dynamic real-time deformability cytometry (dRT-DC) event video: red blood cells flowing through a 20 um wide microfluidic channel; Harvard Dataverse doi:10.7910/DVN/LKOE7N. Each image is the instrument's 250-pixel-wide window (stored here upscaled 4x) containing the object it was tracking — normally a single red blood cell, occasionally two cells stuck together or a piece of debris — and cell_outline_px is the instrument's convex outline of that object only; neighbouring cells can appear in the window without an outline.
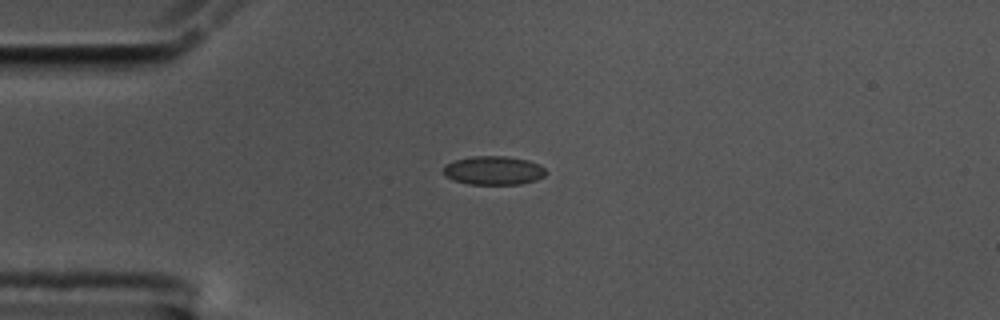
{"species": "common noctule bat (a hibernating species)", "species_latin": "Nyctalus noctula", "temperature_condition": "cold", "stored_images_in_passage": 43, "camera_frame_rate_fps": 3000, "um_per_image_px": 0.085, "animal": {"sex": "male", "body_mass_g": 17.5, "forearm_length_mm": 52.3}, "frame": {"image": 1, "passage_image": 1, "time_ms": 0.0, "image_size_px": [1000, 320], "cell_outline_px": [[548, 172], [544, 176], [536, 180], [520, 184], [468, 184], [452, 180], [444, 176], [444, 164], [456, 160], [472, 156], [504, 156], [528, 160], [540, 164]], "centroid_in_image_um": [41.95, 14.49], "position_along_channel_um": 43.0, "area_um2": 17.28}}
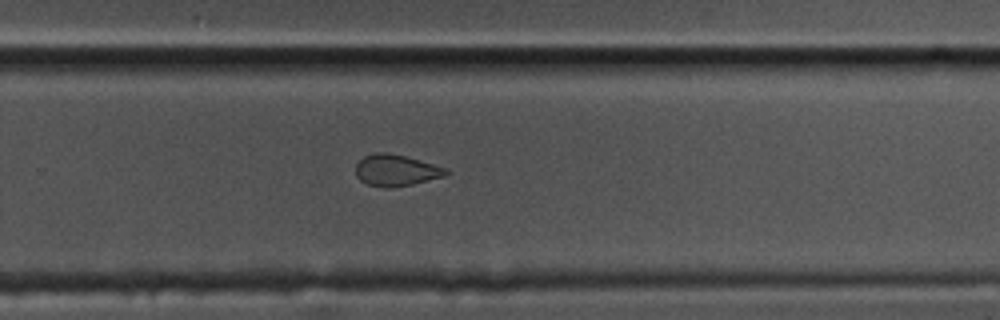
{"frame": {"image": 2, "passage_image": 24, "time_ms": 7.667, "image_size_px": [1000, 320], "cell_outline_px": [[448, 172], [444, 176], [412, 184], [392, 188], [384, 188], [368, 184], [360, 180], [356, 176], [356, 164], [364, 156], [376, 152], [388, 152], [404, 156], [448, 168]], "centroid_in_image_um": [33.64, 14.48], "position_along_channel_um": 296.2, "area_um2": 16.47}}
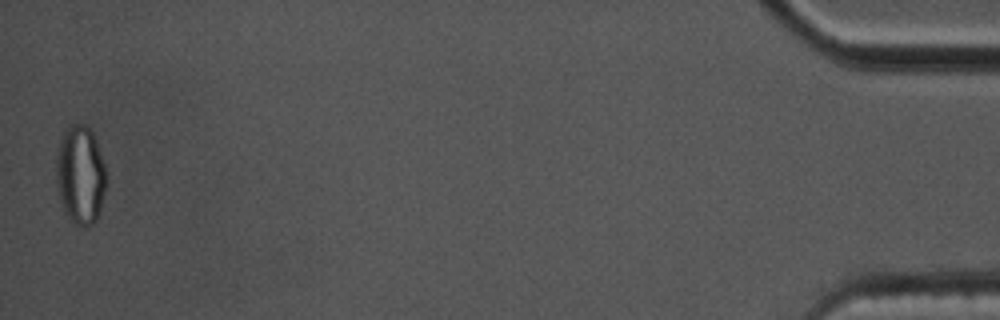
{"frame": {"image": 3, "passage_image": 43, "time_ms": 14.0, "image_size_px": [1000, 320], "cell_outline_px": [[104, 192], [100, 212], [96, 220], [88, 228], [84, 228], [72, 224], [64, 212], [60, 200], [56, 180], [56, 148], [64, 128], [72, 124], [84, 124], [92, 132], [96, 140], [104, 164]], "centroid_in_image_um": [6.79, 14.89], "position_along_channel_um": 428.4, "area_um2": 29.13}, "authors_computed_cell_mechanics": {"area_um2": 17.1666, "velocity_mm_per_s": 3.5617, "shape_relaxation_time_tau1_ms": null, "shape_relaxation_time_tau2_ms": 1.7892, "deformation_change_tau1": null, "deformation_change_tau2": 0.0569}}